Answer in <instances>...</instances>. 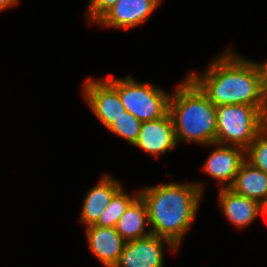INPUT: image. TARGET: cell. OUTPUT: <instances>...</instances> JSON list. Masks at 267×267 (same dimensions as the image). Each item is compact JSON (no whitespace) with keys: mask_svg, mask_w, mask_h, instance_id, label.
Returning a JSON list of instances; mask_svg holds the SVG:
<instances>
[{"mask_svg":"<svg viewBox=\"0 0 267 267\" xmlns=\"http://www.w3.org/2000/svg\"><path fill=\"white\" fill-rule=\"evenodd\" d=\"M147 226L150 227L147 207L141 196L138 195L120 217L115 229L127 242L152 234L151 229H147Z\"/></svg>","mask_w":267,"mask_h":267,"instance_id":"obj_14","label":"cell"},{"mask_svg":"<svg viewBox=\"0 0 267 267\" xmlns=\"http://www.w3.org/2000/svg\"><path fill=\"white\" fill-rule=\"evenodd\" d=\"M123 187L112 175L104 174L101 179L87 191L81 207L79 220L84 227L94 225L113 196Z\"/></svg>","mask_w":267,"mask_h":267,"instance_id":"obj_12","label":"cell"},{"mask_svg":"<svg viewBox=\"0 0 267 267\" xmlns=\"http://www.w3.org/2000/svg\"><path fill=\"white\" fill-rule=\"evenodd\" d=\"M262 216L267 217V199L261 204Z\"/></svg>","mask_w":267,"mask_h":267,"instance_id":"obj_22","label":"cell"},{"mask_svg":"<svg viewBox=\"0 0 267 267\" xmlns=\"http://www.w3.org/2000/svg\"><path fill=\"white\" fill-rule=\"evenodd\" d=\"M231 48L218 54L203 72L193 71L187 76L216 107L230 104L267 107L254 60L237 55Z\"/></svg>","mask_w":267,"mask_h":267,"instance_id":"obj_1","label":"cell"},{"mask_svg":"<svg viewBox=\"0 0 267 267\" xmlns=\"http://www.w3.org/2000/svg\"><path fill=\"white\" fill-rule=\"evenodd\" d=\"M122 187L111 199L105 211L94 224L100 227H115L120 217L125 213L129 204L139 195V191L129 194Z\"/></svg>","mask_w":267,"mask_h":267,"instance_id":"obj_16","label":"cell"},{"mask_svg":"<svg viewBox=\"0 0 267 267\" xmlns=\"http://www.w3.org/2000/svg\"><path fill=\"white\" fill-rule=\"evenodd\" d=\"M209 146H213L214 150L211 151L203 163L202 171L216 182L218 181V184L221 185L222 183L219 188H229L241 164L245 161V149L216 142Z\"/></svg>","mask_w":267,"mask_h":267,"instance_id":"obj_9","label":"cell"},{"mask_svg":"<svg viewBox=\"0 0 267 267\" xmlns=\"http://www.w3.org/2000/svg\"><path fill=\"white\" fill-rule=\"evenodd\" d=\"M82 86L83 99L106 129L126 111L118 92L104 77L101 79L88 77Z\"/></svg>","mask_w":267,"mask_h":267,"instance_id":"obj_6","label":"cell"},{"mask_svg":"<svg viewBox=\"0 0 267 267\" xmlns=\"http://www.w3.org/2000/svg\"><path fill=\"white\" fill-rule=\"evenodd\" d=\"M177 145L173 120L169 112L157 120L144 121L133 144L154 158L173 150Z\"/></svg>","mask_w":267,"mask_h":267,"instance_id":"obj_10","label":"cell"},{"mask_svg":"<svg viewBox=\"0 0 267 267\" xmlns=\"http://www.w3.org/2000/svg\"><path fill=\"white\" fill-rule=\"evenodd\" d=\"M204 187L202 182H171L139 189L152 234L179 248L197 215Z\"/></svg>","mask_w":267,"mask_h":267,"instance_id":"obj_2","label":"cell"},{"mask_svg":"<svg viewBox=\"0 0 267 267\" xmlns=\"http://www.w3.org/2000/svg\"><path fill=\"white\" fill-rule=\"evenodd\" d=\"M169 113L178 144L196 143L209 147L216 142V106L187 75L171 93Z\"/></svg>","mask_w":267,"mask_h":267,"instance_id":"obj_3","label":"cell"},{"mask_svg":"<svg viewBox=\"0 0 267 267\" xmlns=\"http://www.w3.org/2000/svg\"><path fill=\"white\" fill-rule=\"evenodd\" d=\"M120 0H89L86 22L95 23L107 10Z\"/></svg>","mask_w":267,"mask_h":267,"instance_id":"obj_19","label":"cell"},{"mask_svg":"<svg viewBox=\"0 0 267 267\" xmlns=\"http://www.w3.org/2000/svg\"><path fill=\"white\" fill-rule=\"evenodd\" d=\"M90 251L104 267H114L120 258L126 241L115 227L90 225L85 228Z\"/></svg>","mask_w":267,"mask_h":267,"instance_id":"obj_11","label":"cell"},{"mask_svg":"<svg viewBox=\"0 0 267 267\" xmlns=\"http://www.w3.org/2000/svg\"><path fill=\"white\" fill-rule=\"evenodd\" d=\"M104 79L118 92L124 109L141 122L157 120L169 112L171 93L164 88L140 83L132 76Z\"/></svg>","mask_w":267,"mask_h":267,"instance_id":"obj_5","label":"cell"},{"mask_svg":"<svg viewBox=\"0 0 267 267\" xmlns=\"http://www.w3.org/2000/svg\"><path fill=\"white\" fill-rule=\"evenodd\" d=\"M229 188L236 194L262 204L267 199V173L245 160Z\"/></svg>","mask_w":267,"mask_h":267,"instance_id":"obj_15","label":"cell"},{"mask_svg":"<svg viewBox=\"0 0 267 267\" xmlns=\"http://www.w3.org/2000/svg\"><path fill=\"white\" fill-rule=\"evenodd\" d=\"M165 246L171 252L178 250L170 240L154 234L127 241L114 267H164Z\"/></svg>","mask_w":267,"mask_h":267,"instance_id":"obj_7","label":"cell"},{"mask_svg":"<svg viewBox=\"0 0 267 267\" xmlns=\"http://www.w3.org/2000/svg\"><path fill=\"white\" fill-rule=\"evenodd\" d=\"M216 143L247 149L267 126V107L244 104L217 106Z\"/></svg>","mask_w":267,"mask_h":267,"instance_id":"obj_4","label":"cell"},{"mask_svg":"<svg viewBox=\"0 0 267 267\" xmlns=\"http://www.w3.org/2000/svg\"><path fill=\"white\" fill-rule=\"evenodd\" d=\"M19 2L20 0H0V13L11 7L17 6Z\"/></svg>","mask_w":267,"mask_h":267,"instance_id":"obj_21","label":"cell"},{"mask_svg":"<svg viewBox=\"0 0 267 267\" xmlns=\"http://www.w3.org/2000/svg\"><path fill=\"white\" fill-rule=\"evenodd\" d=\"M142 123L143 122L138 120L130 112L125 111L118 119L114 120L107 129L115 136L133 145L140 133Z\"/></svg>","mask_w":267,"mask_h":267,"instance_id":"obj_17","label":"cell"},{"mask_svg":"<svg viewBox=\"0 0 267 267\" xmlns=\"http://www.w3.org/2000/svg\"><path fill=\"white\" fill-rule=\"evenodd\" d=\"M254 63L259 70L261 91H262L263 98L267 103V61L266 62H255L254 61Z\"/></svg>","mask_w":267,"mask_h":267,"instance_id":"obj_20","label":"cell"},{"mask_svg":"<svg viewBox=\"0 0 267 267\" xmlns=\"http://www.w3.org/2000/svg\"><path fill=\"white\" fill-rule=\"evenodd\" d=\"M218 205L223 216L237 228L250 225L262 215L261 204L253 199L241 196L230 188H219Z\"/></svg>","mask_w":267,"mask_h":267,"instance_id":"obj_13","label":"cell"},{"mask_svg":"<svg viewBox=\"0 0 267 267\" xmlns=\"http://www.w3.org/2000/svg\"><path fill=\"white\" fill-rule=\"evenodd\" d=\"M245 160L252 166L267 173V126L245 150Z\"/></svg>","mask_w":267,"mask_h":267,"instance_id":"obj_18","label":"cell"},{"mask_svg":"<svg viewBox=\"0 0 267 267\" xmlns=\"http://www.w3.org/2000/svg\"><path fill=\"white\" fill-rule=\"evenodd\" d=\"M162 0H120L95 23L105 28L132 29L146 22Z\"/></svg>","mask_w":267,"mask_h":267,"instance_id":"obj_8","label":"cell"}]
</instances>
